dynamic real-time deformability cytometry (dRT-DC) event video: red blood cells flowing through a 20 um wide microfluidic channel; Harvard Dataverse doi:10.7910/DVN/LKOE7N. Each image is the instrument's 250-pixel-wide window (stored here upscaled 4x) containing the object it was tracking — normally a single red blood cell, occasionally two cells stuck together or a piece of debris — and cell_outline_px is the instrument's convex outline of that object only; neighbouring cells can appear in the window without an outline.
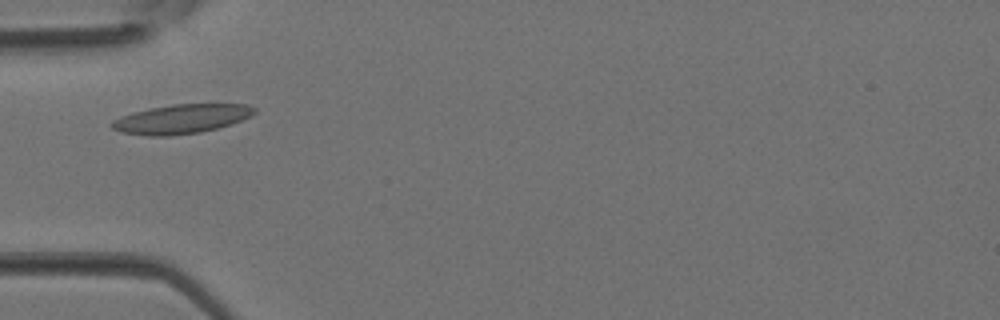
{"species": "Egyptian fruit bat (a non-hibernating species)", "species_latin": "Rousettus aegyptiacus", "temperature_condition": "room temperature", "stored_images_in_passage": 2, "camera_frame_rate_fps": 3000, "um_per_image_px": 0.085, "animal": {"sex": "female"}, "frame": {"image": 1, "passage_image": 2, "time_ms": 0.333, "image_size_px": [1000, 320], "cell_outline_px": [[256, 112], [252, 116], [232, 124], [200, 132], [168, 136], [148, 136], [120, 132], [112, 128], [108, 124], [112, 120], [120, 116], [152, 108], [172, 104], [248, 104], [256, 108]], "centroid_in_image_um": [15.42, 10.11], "position_along_channel_um": 69.6, "area_um2": 24.33}}